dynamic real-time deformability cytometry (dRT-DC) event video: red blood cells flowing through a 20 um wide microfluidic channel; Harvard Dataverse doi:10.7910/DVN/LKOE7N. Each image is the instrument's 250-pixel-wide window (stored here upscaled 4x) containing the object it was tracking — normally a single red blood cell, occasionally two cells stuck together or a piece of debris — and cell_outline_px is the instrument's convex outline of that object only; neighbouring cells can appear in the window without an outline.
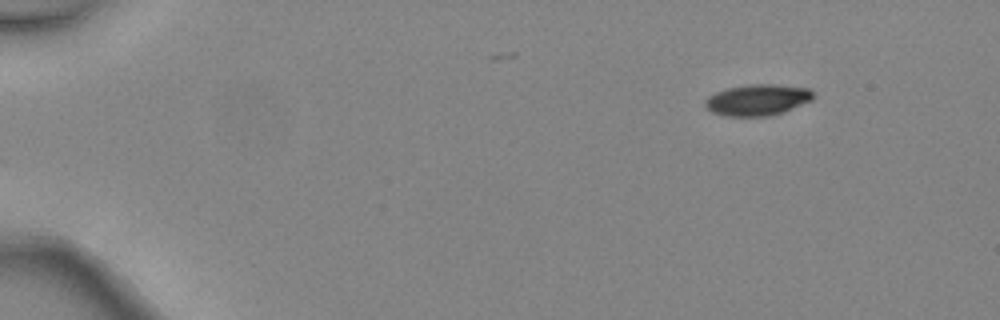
{"species": "common noctule bat (a hibernating species)", "species_latin": "Nyctalus noctula", "temperature_condition": "warm", "stored_images_in_passage": 5, "camera_frame_rate_fps": 3000, "um_per_image_px": 0.085, "animal": {"sex": "female", "body_mass_g": 24.6, "forearm_length_mm": 56.2}, "frame": {"image": 1, "passage_image": 1, "time_ms": 0.0, "image_size_px": [1000, 320], "cell_outline_px": [[812, 100], [792, 108], [768, 116], [724, 116], [712, 112], [704, 104], [704, 100], [708, 96], [716, 92], [728, 88], [748, 84], [772, 84], [808, 88], [812, 92]], "centroid_in_image_um": [64.34, 8.49], "position_along_channel_um": 20.7, "area_um2": 19.42}}
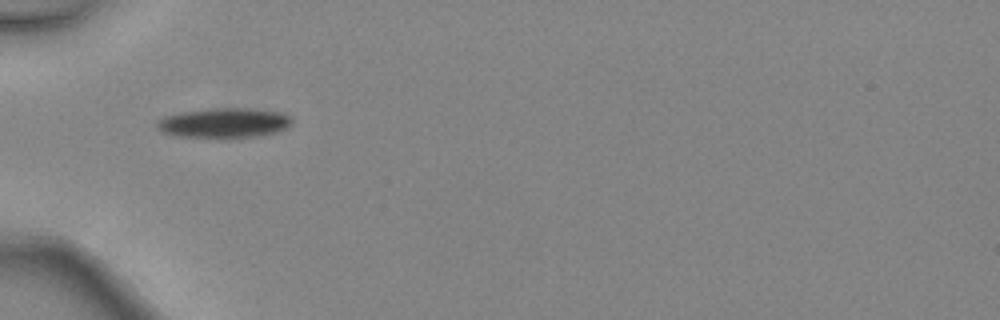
{"frame": {"image": 2, "passage_image": 4, "time_ms": 1.0, "image_size_px": [1000, 320], "cell_outline_px": [[292, 120], [284, 128], [272, 132], [256, 136], [176, 136], [164, 132], [156, 128], [156, 120], [164, 116], [180, 112], [212, 108], [252, 108], [276, 112], [288, 116]], "centroid_in_image_um": [18.94, 10.41], "position_along_channel_um": 66.1, "area_um2": 22.66}}
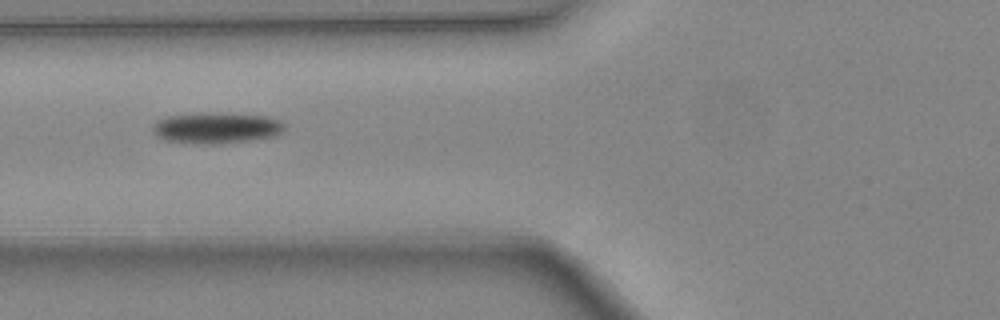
{"frame": {"image": 3, "passage_image": 5, "time_ms": 1.333, "image_size_px": [1000, 320], "cell_outline_px": [[284, 128], [276, 136], [248, 140], [212, 144], [204, 144], [164, 140], [156, 136], [152, 132], [152, 124], [156, 120], [164, 116], [208, 112], [212, 112], [268, 116], [280, 120], [284, 124]], "centroid_in_image_um": [18.33, 10.85], "position_along_channel_um": 107.5, "area_um2": 23.99}}